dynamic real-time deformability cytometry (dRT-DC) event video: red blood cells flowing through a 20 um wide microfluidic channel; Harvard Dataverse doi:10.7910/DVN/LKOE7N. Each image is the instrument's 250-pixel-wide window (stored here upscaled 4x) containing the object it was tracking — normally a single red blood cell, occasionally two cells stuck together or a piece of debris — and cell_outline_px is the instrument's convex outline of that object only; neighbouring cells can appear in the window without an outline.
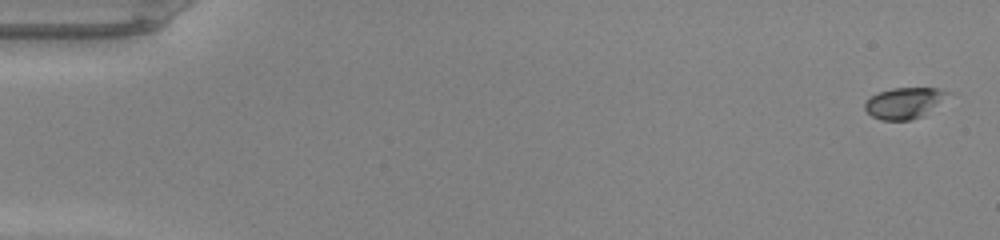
{"species": "common noctule bat (a hibernating species)", "species_latin": "Nyctalus noctula", "temperature_condition": "warm", "stored_images_in_passage": 48, "camera_frame_rate_fps": 3000, "um_per_image_px": 0.085, "animal": {"sex": "male", "body_mass_g": 20.0, "forearm_length_mm": 53.3}, "frame": {"image": 1, "passage_image": 1, "time_ms": 0.0, "image_size_px": [1000, 240], "cell_outline_px": [[948, 92], [924, 116], [912, 120], [880, 120], [872, 116], [864, 108], [864, 104], [872, 96], [880, 92], [892, 88], [940, 88]], "centroid_in_image_um": [76.8, 8.77], "position_along_channel_um": 8.2, "area_um2": 14.57}}
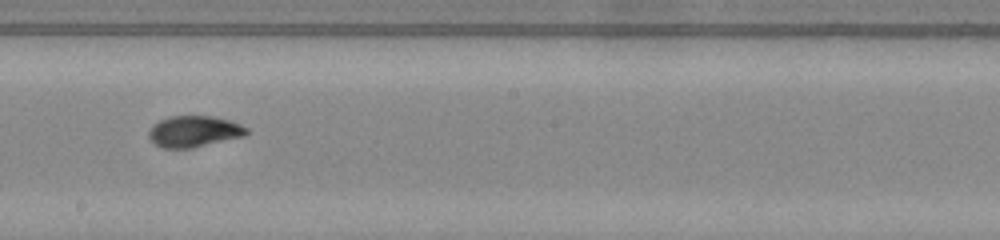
{"frame": {"image": 2, "passage_image": 28, "time_ms": 9.0, "image_size_px": [1000, 240], "cell_outline_px": [[248, 132], [244, 136], [192, 148], [164, 148], [156, 144], [148, 136], [148, 132], [152, 124], [160, 120], [172, 116], [212, 116], [228, 120], [240, 124], [248, 128]], "centroid_in_image_um": [16.48, 11.17], "position_along_channel_um": 231.7, "area_um2": 17.69}}
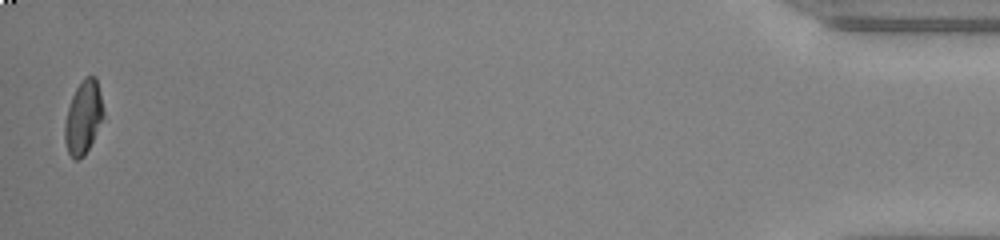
{"frame": {"image": 3, "passage_image": 48, "time_ms": 15.667, "image_size_px": [1000, 240], "cell_outline_px": [[104, 116], [84, 156], [76, 160], [68, 152], [64, 140], [64, 124], [68, 108], [72, 96], [76, 88], [84, 76], [96, 76], [100, 92], [104, 112]], "centroid_in_image_um": [7.08, 9.94], "position_along_channel_um": 428.1, "area_um2": 16.36}, "authors_computed_cell_mechanics": {"area_um2": 17.1955, "velocity_mm_per_s": 4.2854, "shape_relaxation_time_tau1_ms": 3.8713, "shape_relaxation_time_tau2_ms": 1.1805, "deformation_change_tau1": 0.1956, "deformation_change_tau2": 0.0512}}